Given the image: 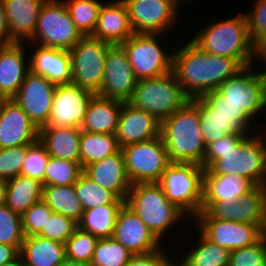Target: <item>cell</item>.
<instances>
[{
  "label": "cell",
  "instance_id": "cell-47",
  "mask_svg": "<svg viewBox=\"0 0 266 266\" xmlns=\"http://www.w3.org/2000/svg\"><path fill=\"white\" fill-rule=\"evenodd\" d=\"M254 7L245 13L249 36L253 46L258 49L266 43V0H255Z\"/></svg>",
  "mask_w": 266,
  "mask_h": 266
},
{
  "label": "cell",
  "instance_id": "cell-25",
  "mask_svg": "<svg viewBox=\"0 0 266 266\" xmlns=\"http://www.w3.org/2000/svg\"><path fill=\"white\" fill-rule=\"evenodd\" d=\"M1 1L12 41H29L33 37L40 11L46 0Z\"/></svg>",
  "mask_w": 266,
  "mask_h": 266
},
{
  "label": "cell",
  "instance_id": "cell-14",
  "mask_svg": "<svg viewBox=\"0 0 266 266\" xmlns=\"http://www.w3.org/2000/svg\"><path fill=\"white\" fill-rule=\"evenodd\" d=\"M195 220L198 232L211 242L231 251L250 246L265 234L256 224L212 218L205 210L200 211L194 217Z\"/></svg>",
  "mask_w": 266,
  "mask_h": 266
},
{
  "label": "cell",
  "instance_id": "cell-6",
  "mask_svg": "<svg viewBox=\"0 0 266 266\" xmlns=\"http://www.w3.org/2000/svg\"><path fill=\"white\" fill-rule=\"evenodd\" d=\"M189 100L172 71L160 77L137 80L128 103L150 113L161 123Z\"/></svg>",
  "mask_w": 266,
  "mask_h": 266
},
{
  "label": "cell",
  "instance_id": "cell-45",
  "mask_svg": "<svg viewBox=\"0 0 266 266\" xmlns=\"http://www.w3.org/2000/svg\"><path fill=\"white\" fill-rule=\"evenodd\" d=\"M53 211L42 199L34 203L21 215L22 231L25 237L39 235L45 228Z\"/></svg>",
  "mask_w": 266,
  "mask_h": 266
},
{
  "label": "cell",
  "instance_id": "cell-35",
  "mask_svg": "<svg viewBox=\"0 0 266 266\" xmlns=\"http://www.w3.org/2000/svg\"><path fill=\"white\" fill-rule=\"evenodd\" d=\"M198 245L182 258L178 266H229L231 250L211 242L201 232Z\"/></svg>",
  "mask_w": 266,
  "mask_h": 266
},
{
  "label": "cell",
  "instance_id": "cell-27",
  "mask_svg": "<svg viewBox=\"0 0 266 266\" xmlns=\"http://www.w3.org/2000/svg\"><path fill=\"white\" fill-rule=\"evenodd\" d=\"M254 186L249 179L240 175H209L204 170L201 211L215 200L234 201L240 195L248 193Z\"/></svg>",
  "mask_w": 266,
  "mask_h": 266
},
{
  "label": "cell",
  "instance_id": "cell-32",
  "mask_svg": "<svg viewBox=\"0 0 266 266\" xmlns=\"http://www.w3.org/2000/svg\"><path fill=\"white\" fill-rule=\"evenodd\" d=\"M202 98L218 113L225 123V135H247L251 122L256 121L244 109H239L226 103L227 101L217 90L205 93ZM251 119L253 121H251ZM251 121V122H250Z\"/></svg>",
  "mask_w": 266,
  "mask_h": 266
},
{
  "label": "cell",
  "instance_id": "cell-17",
  "mask_svg": "<svg viewBox=\"0 0 266 266\" xmlns=\"http://www.w3.org/2000/svg\"><path fill=\"white\" fill-rule=\"evenodd\" d=\"M95 92L75 84L57 85L45 126L80 128Z\"/></svg>",
  "mask_w": 266,
  "mask_h": 266
},
{
  "label": "cell",
  "instance_id": "cell-28",
  "mask_svg": "<svg viewBox=\"0 0 266 266\" xmlns=\"http://www.w3.org/2000/svg\"><path fill=\"white\" fill-rule=\"evenodd\" d=\"M81 128L44 126L39 129V140L51 157L81 164L79 152Z\"/></svg>",
  "mask_w": 266,
  "mask_h": 266
},
{
  "label": "cell",
  "instance_id": "cell-51",
  "mask_svg": "<svg viewBox=\"0 0 266 266\" xmlns=\"http://www.w3.org/2000/svg\"><path fill=\"white\" fill-rule=\"evenodd\" d=\"M164 249L159 247L147 253L133 254L125 266H170L173 259L164 253Z\"/></svg>",
  "mask_w": 266,
  "mask_h": 266
},
{
  "label": "cell",
  "instance_id": "cell-15",
  "mask_svg": "<svg viewBox=\"0 0 266 266\" xmlns=\"http://www.w3.org/2000/svg\"><path fill=\"white\" fill-rule=\"evenodd\" d=\"M205 211L212 218L256 224L265 233L266 186H254L234 201L215 200Z\"/></svg>",
  "mask_w": 266,
  "mask_h": 266
},
{
  "label": "cell",
  "instance_id": "cell-49",
  "mask_svg": "<svg viewBox=\"0 0 266 266\" xmlns=\"http://www.w3.org/2000/svg\"><path fill=\"white\" fill-rule=\"evenodd\" d=\"M27 145L0 148V178L12 179L21 173Z\"/></svg>",
  "mask_w": 266,
  "mask_h": 266
},
{
  "label": "cell",
  "instance_id": "cell-12",
  "mask_svg": "<svg viewBox=\"0 0 266 266\" xmlns=\"http://www.w3.org/2000/svg\"><path fill=\"white\" fill-rule=\"evenodd\" d=\"M253 65L246 66L229 77L217 91L230 105L244 109L252 118L265 109L266 80L260 72L252 71Z\"/></svg>",
  "mask_w": 266,
  "mask_h": 266
},
{
  "label": "cell",
  "instance_id": "cell-11",
  "mask_svg": "<svg viewBox=\"0 0 266 266\" xmlns=\"http://www.w3.org/2000/svg\"><path fill=\"white\" fill-rule=\"evenodd\" d=\"M121 150L125 158L126 172L132 184L158 182L171 163L160 135L148 141L129 144Z\"/></svg>",
  "mask_w": 266,
  "mask_h": 266
},
{
  "label": "cell",
  "instance_id": "cell-24",
  "mask_svg": "<svg viewBox=\"0 0 266 266\" xmlns=\"http://www.w3.org/2000/svg\"><path fill=\"white\" fill-rule=\"evenodd\" d=\"M133 34L124 1L103 3L91 37L116 45L122 44Z\"/></svg>",
  "mask_w": 266,
  "mask_h": 266
},
{
  "label": "cell",
  "instance_id": "cell-58",
  "mask_svg": "<svg viewBox=\"0 0 266 266\" xmlns=\"http://www.w3.org/2000/svg\"><path fill=\"white\" fill-rule=\"evenodd\" d=\"M186 1H191V0H179V2L182 4L183 2H185L186 4Z\"/></svg>",
  "mask_w": 266,
  "mask_h": 266
},
{
  "label": "cell",
  "instance_id": "cell-48",
  "mask_svg": "<svg viewBox=\"0 0 266 266\" xmlns=\"http://www.w3.org/2000/svg\"><path fill=\"white\" fill-rule=\"evenodd\" d=\"M77 227L78 223L73 219L53 212L39 236L65 244Z\"/></svg>",
  "mask_w": 266,
  "mask_h": 266
},
{
  "label": "cell",
  "instance_id": "cell-10",
  "mask_svg": "<svg viewBox=\"0 0 266 266\" xmlns=\"http://www.w3.org/2000/svg\"><path fill=\"white\" fill-rule=\"evenodd\" d=\"M112 44L91 36H84L69 52L72 84L100 91L104 77L106 55Z\"/></svg>",
  "mask_w": 266,
  "mask_h": 266
},
{
  "label": "cell",
  "instance_id": "cell-52",
  "mask_svg": "<svg viewBox=\"0 0 266 266\" xmlns=\"http://www.w3.org/2000/svg\"><path fill=\"white\" fill-rule=\"evenodd\" d=\"M14 43L10 37V31L6 22L2 1L0 0V45Z\"/></svg>",
  "mask_w": 266,
  "mask_h": 266
},
{
  "label": "cell",
  "instance_id": "cell-41",
  "mask_svg": "<svg viewBox=\"0 0 266 266\" xmlns=\"http://www.w3.org/2000/svg\"><path fill=\"white\" fill-rule=\"evenodd\" d=\"M200 113V130L206 144L225 136V123L221 116L202 97L192 99Z\"/></svg>",
  "mask_w": 266,
  "mask_h": 266
},
{
  "label": "cell",
  "instance_id": "cell-26",
  "mask_svg": "<svg viewBox=\"0 0 266 266\" xmlns=\"http://www.w3.org/2000/svg\"><path fill=\"white\" fill-rule=\"evenodd\" d=\"M29 59L30 71L55 85L72 84L71 55L68 50L35 45Z\"/></svg>",
  "mask_w": 266,
  "mask_h": 266
},
{
  "label": "cell",
  "instance_id": "cell-43",
  "mask_svg": "<svg viewBox=\"0 0 266 266\" xmlns=\"http://www.w3.org/2000/svg\"><path fill=\"white\" fill-rule=\"evenodd\" d=\"M49 157L50 155L46 151L45 145L39 138L35 142L27 144V153L20 175L38 180L44 185V173Z\"/></svg>",
  "mask_w": 266,
  "mask_h": 266
},
{
  "label": "cell",
  "instance_id": "cell-5",
  "mask_svg": "<svg viewBox=\"0 0 266 266\" xmlns=\"http://www.w3.org/2000/svg\"><path fill=\"white\" fill-rule=\"evenodd\" d=\"M262 135L245 136L235 150L217 152V159L205 171L209 175L236 174L255 186H266V142Z\"/></svg>",
  "mask_w": 266,
  "mask_h": 266
},
{
  "label": "cell",
  "instance_id": "cell-33",
  "mask_svg": "<svg viewBox=\"0 0 266 266\" xmlns=\"http://www.w3.org/2000/svg\"><path fill=\"white\" fill-rule=\"evenodd\" d=\"M120 150L115 134L81 131L79 152L83 169L87 165L103 160Z\"/></svg>",
  "mask_w": 266,
  "mask_h": 266
},
{
  "label": "cell",
  "instance_id": "cell-44",
  "mask_svg": "<svg viewBox=\"0 0 266 266\" xmlns=\"http://www.w3.org/2000/svg\"><path fill=\"white\" fill-rule=\"evenodd\" d=\"M24 237L21 215L13 212L6 204L0 205V243L20 251Z\"/></svg>",
  "mask_w": 266,
  "mask_h": 266
},
{
  "label": "cell",
  "instance_id": "cell-39",
  "mask_svg": "<svg viewBox=\"0 0 266 266\" xmlns=\"http://www.w3.org/2000/svg\"><path fill=\"white\" fill-rule=\"evenodd\" d=\"M83 172L80 163L50 156L44 173V186L74 185Z\"/></svg>",
  "mask_w": 266,
  "mask_h": 266
},
{
  "label": "cell",
  "instance_id": "cell-8",
  "mask_svg": "<svg viewBox=\"0 0 266 266\" xmlns=\"http://www.w3.org/2000/svg\"><path fill=\"white\" fill-rule=\"evenodd\" d=\"M83 37L64 1L46 0L29 43L70 51Z\"/></svg>",
  "mask_w": 266,
  "mask_h": 266
},
{
  "label": "cell",
  "instance_id": "cell-23",
  "mask_svg": "<svg viewBox=\"0 0 266 266\" xmlns=\"http://www.w3.org/2000/svg\"><path fill=\"white\" fill-rule=\"evenodd\" d=\"M24 43L0 45V99H12L30 71Z\"/></svg>",
  "mask_w": 266,
  "mask_h": 266
},
{
  "label": "cell",
  "instance_id": "cell-40",
  "mask_svg": "<svg viewBox=\"0 0 266 266\" xmlns=\"http://www.w3.org/2000/svg\"><path fill=\"white\" fill-rule=\"evenodd\" d=\"M133 254L113 237L97 242L91 266H125Z\"/></svg>",
  "mask_w": 266,
  "mask_h": 266
},
{
  "label": "cell",
  "instance_id": "cell-16",
  "mask_svg": "<svg viewBox=\"0 0 266 266\" xmlns=\"http://www.w3.org/2000/svg\"><path fill=\"white\" fill-rule=\"evenodd\" d=\"M137 84L127 52L121 44L111 45L107 51L104 77L97 95L128 102Z\"/></svg>",
  "mask_w": 266,
  "mask_h": 266
},
{
  "label": "cell",
  "instance_id": "cell-13",
  "mask_svg": "<svg viewBox=\"0 0 266 266\" xmlns=\"http://www.w3.org/2000/svg\"><path fill=\"white\" fill-rule=\"evenodd\" d=\"M134 33L166 34L178 21L179 0H123Z\"/></svg>",
  "mask_w": 266,
  "mask_h": 266
},
{
  "label": "cell",
  "instance_id": "cell-3",
  "mask_svg": "<svg viewBox=\"0 0 266 266\" xmlns=\"http://www.w3.org/2000/svg\"><path fill=\"white\" fill-rule=\"evenodd\" d=\"M201 28L191 40L209 54L237 59L244 67L257 58V49L249 36L246 15L214 21Z\"/></svg>",
  "mask_w": 266,
  "mask_h": 266
},
{
  "label": "cell",
  "instance_id": "cell-36",
  "mask_svg": "<svg viewBox=\"0 0 266 266\" xmlns=\"http://www.w3.org/2000/svg\"><path fill=\"white\" fill-rule=\"evenodd\" d=\"M42 199L53 212L65 215L77 223L80 221L84 210L77 197L74 185L44 186Z\"/></svg>",
  "mask_w": 266,
  "mask_h": 266
},
{
  "label": "cell",
  "instance_id": "cell-22",
  "mask_svg": "<svg viewBox=\"0 0 266 266\" xmlns=\"http://www.w3.org/2000/svg\"><path fill=\"white\" fill-rule=\"evenodd\" d=\"M83 170L100 187L111 191L121 200H127L132 183L126 172L122 150L87 165Z\"/></svg>",
  "mask_w": 266,
  "mask_h": 266
},
{
  "label": "cell",
  "instance_id": "cell-19",
  "mask_svg": "<svg viewBox=\"0 0 266 266\" xmlns=\"http://www.w3.org/2000/svg\"><path fill=\"white\" fill-rule=\"evenodd\" d=\"M39 129L13 99H0V148L35 142Z\"/></svg>",
  "mask_w": 266,
  "mask_h": 266
},
{
  "label": "cell",
  "instance_id": "cell-4",
  "mask_svg": "<svg viewBox=\"0 0 266 266\" xmlns=\"http://www.w3.org/2000/svg\"><path fill=\"white\" fill-rule=\"evenodd\" d=\"M126 204L161 242L163 235L186 214L170 202L158 182L132 184ZM173 225V226H172Z\"/></svg>",
  "mask_w": 266,
  "mask_h": 266
},
{
  "label": "cell",
  "instance_id": "cell-37",
  "mask_svg": "<svg viewBox=\"0 0 266 266\" xmlns=\"http://www.w3.org/2000/svg\"><path fill=\"white\" fill-rule=\"evenodd\" d=\"M74 188L83 210L103 205H124L126 203V200H121L111 191L100 187L84 172L78 177Z\"/></svg>",
  "mask_w": 266,
  "mask_h": 266
},
{
  "label": "cell",
  "instance_id": "cell-57",
  "mask_svg": "<svg viewBox=\"0 0 266 266\" xmlns=\"http://www.w3.org/2000/svg\"><path fill=\"white\" fill-rule=\"evenodd\" d=\"M1 266H25V264H24L22 257L19 255L18 257H16L11 262L5 263Z\"/></svg>",
  "mask_w": 266,
  "mask_h": 266
},
{
  "label": "cell",
  "instance_id": "cell-9",
  "mask_svg": "<svg viewBox=\"0 0 266 266\" xmlns=\"http://www.w3.org/2000/svg\"><path fill=\"white\" fill-rule=\"evenodd\" d=\"M162 34L134 33L121 45L137 80L163 76L173 71V53L164 52L157 41Z\"/></svg>",
  "mask_w": 266,
  "mask_h": 266
},
{
  "label": "cell",
  "instance_id": "cell-2",
  "mask_svg": "<svg viewBox=\"0 0 266 266\" xmlns=\"http://www.w3.org/2000/svg\"><path fill=\"white\" fill-rule=\"evenodd\" d=\"M160 136L171 163L202 166L207 146L200 130L198 105L192 99L160 123Z\"/></svg>",
  "mask_w": 266,
  "mask_h": 266
},
{
  "label": "cell",
  "instance_id": "cell-53",
  "mask_svg": "<svg viewBox=\"0 0 266 266\" xmlns=\"http://www.w3.org/2000/svg\"><path fill=\"white\" fill-rule=\"evenodd\" d=\"M19 256V250L16 247L0 243V266L11 262Z\"/></svg>",
  "mask_w": 266,
  "mask_h": 266
},
{
  "label": "cell",
  "instance_id": "cell-56",
  "mask_svg": "<svg viewBox=\"0 0 266 266\" xmlns=\"http://www.w3.org/2000/svg\"><path fill=\"white\" fill-rule=\"evenodd\" d=\"M60 266H91V265L84 262H77L66 258Z\"/></svg>",
  "mask_w": 266,
  "mask_h": 266
},
{
  "label": "cell",
  "instance_id": "cell-1",
  "mask_svg": "<svg viewBox=\"0 0 266 266\" xmlns=\"http://www.w3.org/2000/svg\"><path fill=\"white\" fill-rule=\"evenodd\" d=\"M243 68L237 59L209 54L192 40L173 52V72L190 99L217 90Z\"/></svg>",
  "mask_w": 266,
  "mask_h": 266
},
{
  "label": "cell",
  "instance_id": "cell-59",
  "mask_svg": "<svg viewBox=\"0 0 266 266\" xmlns=\"http://www.w3.org/2000/svg\"><path fill=\"white\" fill-rule=\"evenodd\" d=\"M170 266H178L175 261H173V263Z\"/></svg>",
  "mask_w": 266,
  "mask_h": 266
},
{
  "label": "cell",
  "instance_id": "cell-18",
  "mask_svg": "<svg viewBox=\"0 0 266 266\" xmlns=\"http://www.w3.org/2000/svg\"><path fill=\"white\" fill-rule=\"evenodd\" d=\"M56 86L44 76L29 71L12 98L38 129L48 122Z\"/></svg>",
  "mask_w": 266,
  "mask_h": 266
},
{
  "label": "cell",
  "instance_id": "cell-46",
  "mask_svg": "<svg viewBox=\"0 0 266 266\" xmlns=\"http://www.w3.org/2000/svg\"><path fill=\"white\" fill-rule=\"evenodd\" d=\"M229 266H266V234L250 246L232 250Z\"/></svg>",
  "mask_w": 266,
  "mask_h": 266
},
{
  "label": "cell",
  "instance_id": "cell-42",
  "mask_svg": "<svg viewBox=\"0 0 266 266\" xmlns=\"http://www.w3.org/2000/svg\"><path fill=\"white\" fill-rule=\"evenodd\" d=\"M98 241L99 238L77 227L65 243L66 258L90 264Z\"/></svg>",
  "mask_w": 266,
  "mask_h": 266
},
{
  "label": "cell",
  "instance_id": "cell-31",
  "mask_svg": "<svg viewBox=\"0 0 266 266\" xmlns=\"http://www.w3.org/2000/svg\"><path fill=\"white\" fill-rule=\"evenodd\" d=\"M44 185L38 180L18 175L8 180L6 205L22 215L34 203L42 200Z\"/></svg>",
  "mask_w": 266,
  "mask_h": 266
},
{
  "label": "cell",
  "instance_id": "cell-38",
  "mask_svg": "<svg viewBox=\"0 0 266 266\" xmlns=\"http://www.w3.org/2000/svg\"><path fill=\"white\" fill-rule=\"evenodd\" d=\"M72 21L83 36H91L103 5L98 0H65Z\"/></svg>",
  "mask_w": 266,
  "mask_h": 266
},
{
  "label": "cell",
  "instance_id": "cell-30",
  "mask_svg": "<svg viewBox=\"0 0 266 266\" xmlns=\"http://www.w3.org/2000/svg\"><path fill=\"white\" fill-rule=\"evenodd\" d=\"M19 255L25 266H60L66 259V247L39 235L24 237Z\"/></svg>",
  "mask_w": 266,
  "mask_h": 266
},
{
  "label": "cell",
  "instance_id": "cell-20",
  "mask_svg": "<svg viewBox=\"0 0 266 266\" xmlns=\"http://www.w3.org/2000/svg\"><path fill=\"white\" fill-rule=\"evenodd\" d=\"M112 237L132 254L147 253L163 245L126 203L118 213Z\"/></svg>",
  "mask_w": 266,
  "mask_h": 266
},
{
  "label": "cell",
  "instance_id": "cell-21",
  "mask_svg": "<svg viewBox=\"0 0 266 266\" xmlns=\"http://www.w3.org/2000/svg\"><path fill=\"white\" fill-rule=\"evenodd\" d=\"M160 135V123L150 113L123 102L116 138L120 148L151 140Z\"/></svg>",
  "mask_w": 266,
  "mask_h": 266
},
{
  "label": "cell",
  "instance_id": "cell-7",
  "mask_svg": "<svg viewBox=\"0 0 266 266\" xmlns=\"http://www.w3.org/2000/svg\"><path fill=\"white\" fill-rule=\"evenodd\" d=\"M204 170L194 163H170L158 181L166 198L191 219L201 211Z\"/></svg>",
  "mask_w": 266,
  "mask_h": 266
},
{
  "label": "cell",
  "instance_id": "cell-54",
  "mask_svg": "<svg viewBox=\"0 0 266 266\" xmlns=\"http://www.w3.org/2000/svg\"><path fill=\"white\" fill-rule=\"evenodd\" d=\"M8 180L0 178V205L6 204Z\"/></svg>",
  "mask_w": 266,
  "mask_h": 266
},
{
  "label": "cell",
  "instance_id": "cell-29",
  "mask_svg": "<svg viewBox=\"0 0 266 266\" xmlns=\"http://www.w3.org/2000/svg\"><path fill=\"white\" fill-rule=\"evenodd\" d=\"M123 102L95 95L80 126L91 133L116 134Z\"/></svg>",
  "mask_w": 266,
  "mask_h": 266
},
{
  "label": "cell",
  "instance_id": "cell-50",
  "mask_svg": "<svg viewBox=\"0 0 266 266\" xmlns=\"http://www.w3.org/2000/svg\"><path fill=\"white\" fill-rule=\"evenodd\" d=\"M244 137L245 135L235 133L225 135L219 140L212 141L207 145L205 158L202 162V167L204 169H207L217 159V152H227L235 150V148L239 145Z\"/></svg>",
  "mask_w": 266,
  "mask_h": 266
},
{
  "label": "cell",
  "instance_id": "cell-55",
  "mask_svg": "<svg viewBox=\"0 0 266 266\" xmlns=\"http://www.w3.org/2000/svg\"><path fill=\"white\" fill-rule=\"evenodd\" d=\"M257 58H259L260 61L262 60L264 61V63H266V43L257 49ZM259 72L264 76V79L266 80V70L263 69Z\"/></svg>",
  "mask_w": 266,
  "mask_h": 266
},
{
  "label": "cell",
  "instance_id": "cell-34",
  "mask_svg": "<svg viewBox=\"0 0 266 266\" xmlns=\"http://www.w3.org/2000/svg\"><path fill=\"white\" fill-rule=\"evenodd\" d=\"M124 205H103L84 210L78 227L99 239L110 238L114 234L118 213Z\"/></svg>",
  "mask_w": 266,
  "mask_h": 266
}]
</instances>
